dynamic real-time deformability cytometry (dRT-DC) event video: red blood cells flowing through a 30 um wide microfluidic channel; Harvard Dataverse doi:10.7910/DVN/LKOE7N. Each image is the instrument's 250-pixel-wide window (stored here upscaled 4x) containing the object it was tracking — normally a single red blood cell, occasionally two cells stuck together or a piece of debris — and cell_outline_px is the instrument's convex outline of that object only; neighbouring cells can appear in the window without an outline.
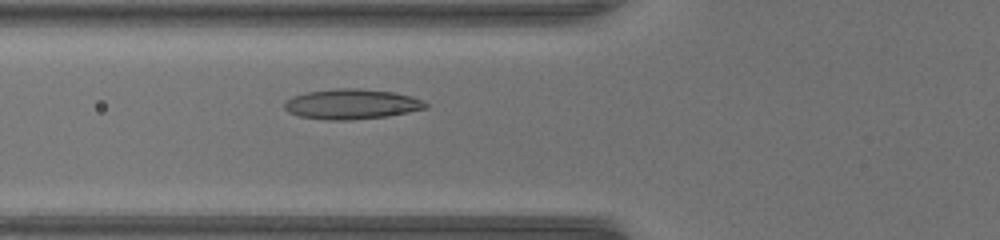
{"species": "common noctule bat (a hibernating species)", "species_latin": "Nyctalus noctula", "temperature_condition": "warm", "stored_images_in_passage": 43, "camera_frame_rate_fps": 3000, "um_per_image_px": 0.085, "animal": {"sex": "female", "body_mass_g": 17.0, "forearm_length_mm": 48.0}, "frame": {"image": 1, "passage_image": 12, "time_ms": 3.667, "image_size_px": [1000, 240], "cell_outline_px": [[428, 108], [388, 116], [348, 120], [328, 120], [300, 116], [288, 112], [284, 108], [284, 100], [292, 96], [308, 92], [336, 88], [360, 88], [392, 92], [412, 96], [424, 100], [428, 104]], "centroid_in_image_um": [29.89, 8.84], "position_along_channel_um": 95.9, "area_um2": 24.91}}
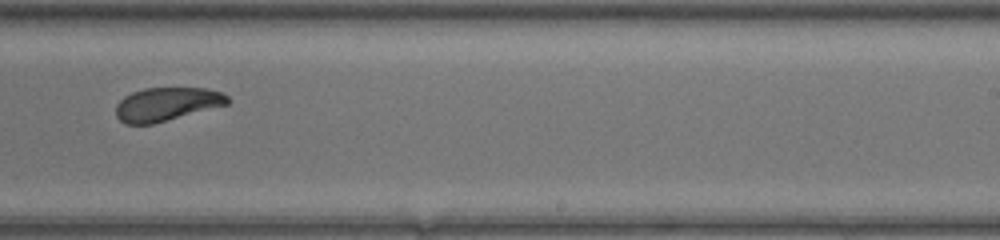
{"frame": {"image": 2, "passage_image": 25, "time_ms": 8.0, "image_size_px": [1000, 240], "cell_outline_px": [[232, 100], [228, 104], [152, 124], [128, 124], [120, 120], [116, 116], [116, 104], [124, 96], [132, 92], [144, 88], [208, 88], [220, 92], [228, 96]], "centroid_in_image_um": [14.17, 8.84], "position_along_channel_um": 274.8, "area_um2": 21.73}}
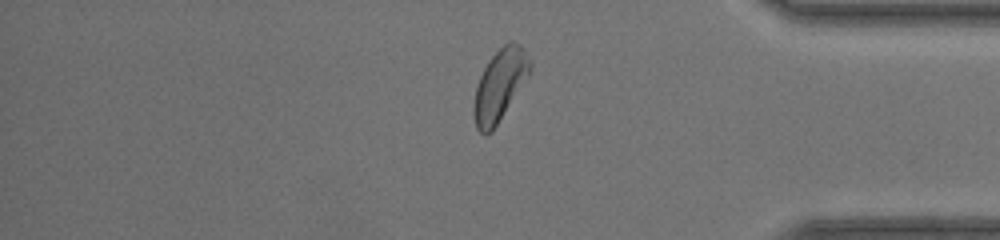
{"frame": {"image": 3, "passage_image": 35, "time_ms": 11.333, "image_size_px": [1000, 240], "cell_outline_px": [[532, 68], [528, 76], [492, 132], [484, 136], [476, 128], [472, 112], [472, 104], [476, 88], [480, 76], [488, 60], [508, 40], [512, 40], [520, 44], [524, 48], [532, 60]], "centroid_in_image_um": [42.48, 7.22], "position_along_channel_um": 392.7, "area_um2": 23.64}, "authors_computed_cell_mechanics": {"area_um2": 23.1778, "velocity_mm_per_s": 4.1266, "shape_relaxation_time_tau1_ms": 4.7219, "shape_relaxation_time_tau2_ms": 1.7437, "deformation_change_tau1": 0.1352, "deformation_change_tau2": 0.0774}}